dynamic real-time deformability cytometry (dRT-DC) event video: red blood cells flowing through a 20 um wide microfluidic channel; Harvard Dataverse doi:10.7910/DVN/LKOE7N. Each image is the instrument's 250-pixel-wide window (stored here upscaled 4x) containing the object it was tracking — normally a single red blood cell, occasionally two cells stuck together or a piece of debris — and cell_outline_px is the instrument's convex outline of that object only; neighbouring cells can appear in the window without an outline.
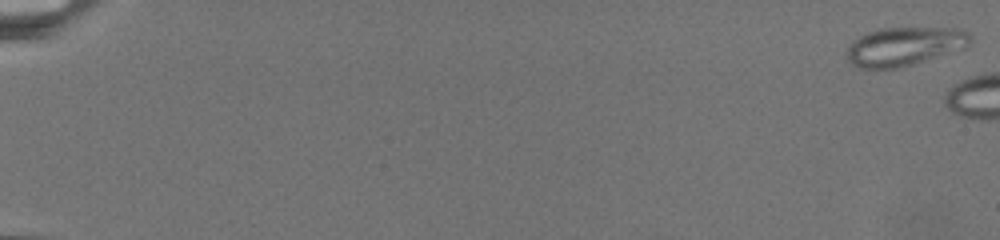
{"species": "common noctule bat (a hibernating species)", "species_latin": "Nyctalus noctula", "temperature_condition": "warm", "stored_images_in_passage": 6, "camera_frame_rate_fps": 3000, "um_per_image_px": 0.085, "animal": {"sex": "female", "body_mass_g": 19.5, "forearm_length_mm": 54.1}, "frame": {"image": 1, "passage_image": 1, "time_ms": 0.0, "image_size_px": [1000, 240], "cell_outline_px": [[972, 40], [964, 48], [900, 68], [860, 68], [852, 64], [848, 60], [844, 52], [848, 44], [852, 40], [868, 32], [880, 28], [964, 28], [972, 36]], "centroid_in_image_um": [76.85, 3.93], "position_along_channel_um": 8.2, "area_um2": 28.03}}